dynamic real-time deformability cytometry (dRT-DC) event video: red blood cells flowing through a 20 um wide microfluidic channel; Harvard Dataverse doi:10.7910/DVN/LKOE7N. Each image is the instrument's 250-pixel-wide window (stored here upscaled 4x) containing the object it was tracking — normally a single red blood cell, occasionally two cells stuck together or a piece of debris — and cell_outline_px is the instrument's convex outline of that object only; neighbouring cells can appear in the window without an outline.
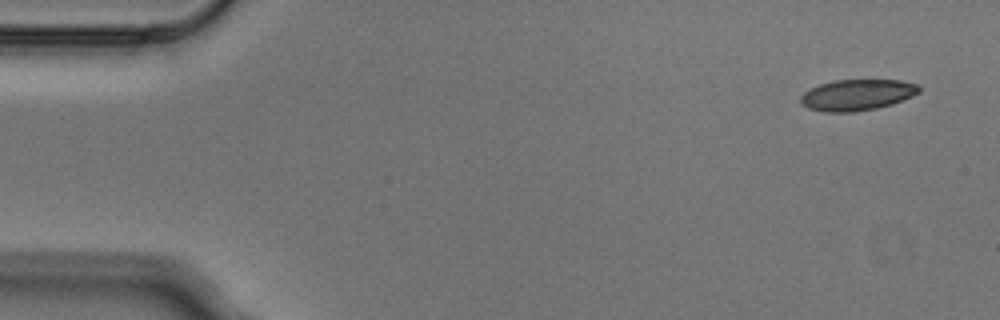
{"species": "Egyptian fruit bat (a non-hibernating species)", "species_latin": "Rousettus aegyptiacus", "temperature_condition": "cold", "stored_images_in_passage": 5, "camera_frame_rate_fps": 3000, "um_per_image_px": 0.085, "animal": {"sex": "male"}, "frame": {"image": 1, "passage_image": 1, "time_ms": 0.0, "image_size_px": [1000, 320], "cell_outline_px": [[920, 92], [912, 96], [892, 104], [876, 108], [852, 112], [824, 112], [808, 108], [800, 104], [800, 96], [804, 92], [820, 84], [832, 80], [900, 80], [920, 84]], "centroid_in_image_um": [72.85, 8.06], "position_along_channel_um": 12.1, "area_um2": 21.56}}
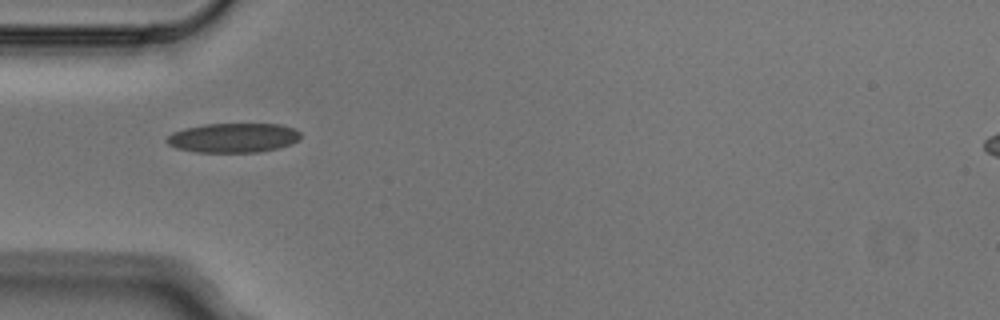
{"frame": {"image": 2, "passage_image": 4, "time_ms": 1.0, "image_size_px": [1000, 320], "cell_outline_px": [[300, 140], [292, 144], [276, 148], [256, 152], [196, 152], [176, 148], [168, 144], [164, 140], [172, 132], [184, 128], [204, 124], [280, 124], [292, 128], [300, 132]], "centroid_in_image_um": [19.8, 11.71], "position_along_channel_um": 65.2, "area_um2": 23.0}}
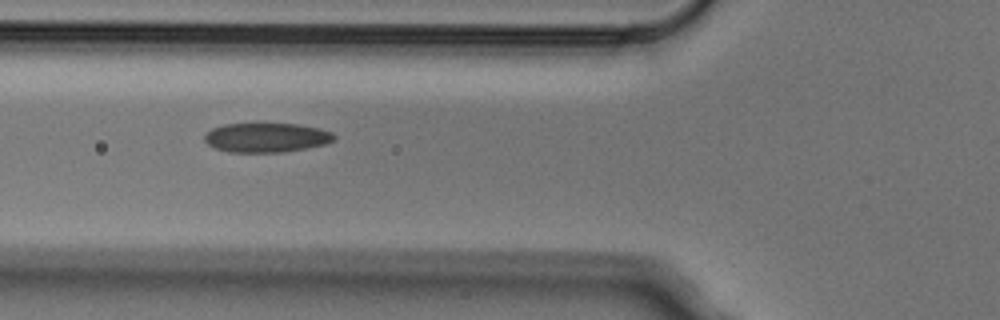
{"frame": {"image": 3, "passage_image": 5, "time_ms": 1.333, "image_size_px": [1000, 320], "cell_outline_px": [[336, 140], [324, 144], [308, 148], [284, 152], [228, 152], [216, 148], [208, 144], [204, 140], [204, 136], [212, 128], [224, 124], [256, 120], [296, 124], [320, 128], [332, 132], [336, 136]], "centroid_in_image_um": [22.64, 11.64], "position_along_channel_um": 103.2, "area_um2": 23.24}}